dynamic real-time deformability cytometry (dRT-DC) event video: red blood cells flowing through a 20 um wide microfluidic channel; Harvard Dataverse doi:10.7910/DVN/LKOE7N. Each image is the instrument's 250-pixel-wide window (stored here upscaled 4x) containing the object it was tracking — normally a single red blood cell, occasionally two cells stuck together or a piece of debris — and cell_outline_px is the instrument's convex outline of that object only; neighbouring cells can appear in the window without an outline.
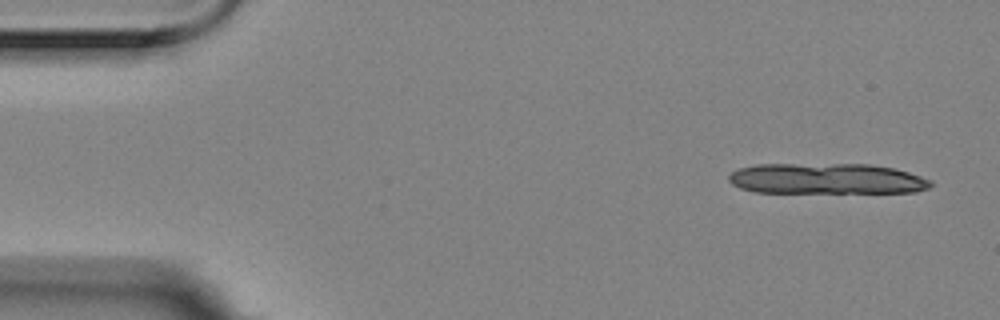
{"species": "Egyptian fruit bat (a non-hibernating species)", "species_latin": "Rousettus aegyptiacus", "temperature_condition": "room temperature", "stored_images_in_passage": 6, "segment_of_instrument_passage": [1, 2], "camera_frame_rate_fps": 3000, "um_per_image_px": 0.085, "animal": {"sex": "female"}, "frame": {"image": 1, "passage_image": 1, "time_ms": 0.0, "image_size_px": [1000, 320], "cell_outline_px": [[932, 184], [928, 188], [916, 192], [756, 192], [740, 188], [732, 184], [728, 180], [728, 176], [732, 172], [740, 168], [756, 164], [868, 164], [892, 168], [908, 172], [932, 180]], "centroid_in_image_um": [70.25, 15.19], "position_along_channel_um": 14.8, "area_um2": 36.07}}
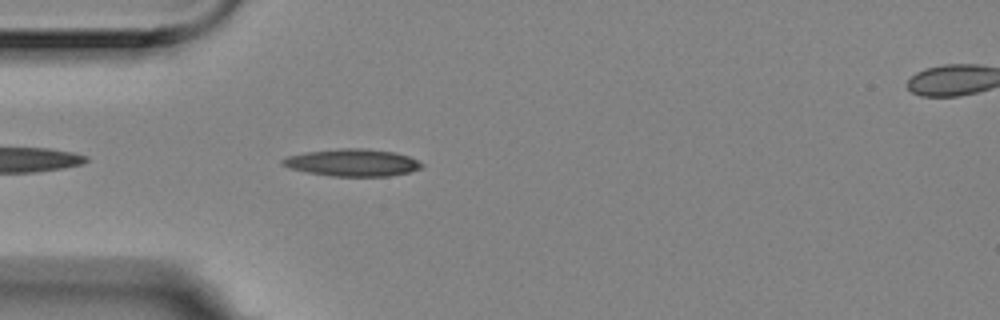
{"frame": {"image": 2, "passage_image": 5, "time_ms": 1.333, "image_size_px": [1000, 320], "cell_outline_px": [[424, 168], [408, 172], [388, 176], [332, 176], [308, 172], [288, 168], [280, 164], [280, 160], [288, 156], [304, 152], [340, 148], [360, 148], [392, 152], [408, 156], [424, 164]], "centroid_in_image_um": [29.92, 13.82], "position_along_channel_um": 55.1, "area_um2": 22.02}}